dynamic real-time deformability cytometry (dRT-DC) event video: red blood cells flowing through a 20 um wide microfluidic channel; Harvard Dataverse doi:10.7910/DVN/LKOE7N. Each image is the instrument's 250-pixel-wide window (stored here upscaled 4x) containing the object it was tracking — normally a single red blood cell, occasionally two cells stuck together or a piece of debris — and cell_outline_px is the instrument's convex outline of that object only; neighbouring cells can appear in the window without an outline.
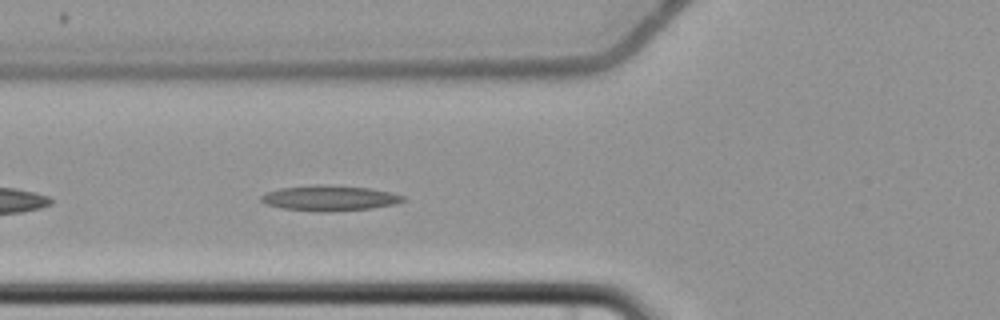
{"species": "common noctule bat (a hibernating species)", "species_latin": "Nyctalus noctula", "temperature_condition": "cold", "stored_images_in_passage": 6, "camera_frame_rate_fps": 3000, "um_per_image_px": 0.085, "animal": {"sex": "female", "body_mass_g": 22.7, "forearm_length_mm": 54.2}, "frame": {"image": 1, "passage_image": 6, "time_ms": 6.0, "image_size_px": [1000, 320], "cell_outline_px": [[404, 200], [396, 204], [368, 208], [284, 208], [268, 204], [260, 200], [260, 196], [268, 192], [280, 188], [316, 184], [320, 184], [372, 188], [392, 192], [404, 196]], "centroid_in_image_um": [28.06, 16.76], "position_along_channel_um": 97.7, "area_um2": 19.54}}